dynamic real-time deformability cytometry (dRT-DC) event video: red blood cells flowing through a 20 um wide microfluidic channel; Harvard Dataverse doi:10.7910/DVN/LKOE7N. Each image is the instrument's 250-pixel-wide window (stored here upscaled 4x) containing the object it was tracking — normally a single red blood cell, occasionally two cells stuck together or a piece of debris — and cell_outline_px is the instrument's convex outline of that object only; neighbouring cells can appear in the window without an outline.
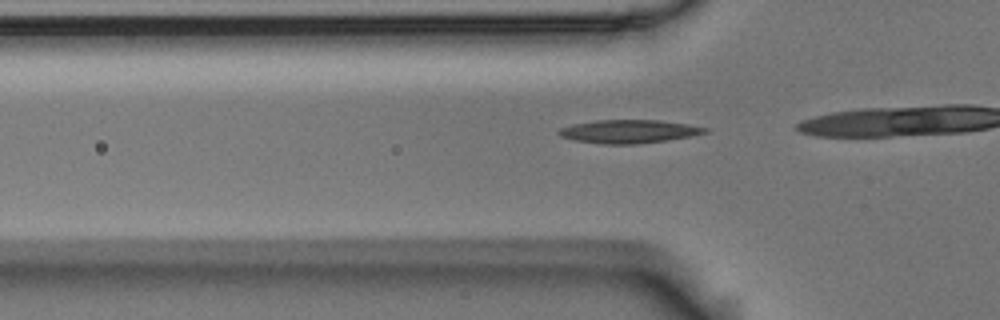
{"species": "Egyptian fruit bat (a non-hibernating species)", "species_latin": "Rousettus aegyptiacus", "temperature_condition": "room temperature", "stored_images_in_passage": 16, "camera_frame_rate_fps": 3000, "um_per_image_px": 0.085, "animal": {"sex": "male"}, "frame": {"image": 1, "passage_image": 13, "time_ms": 4.0, "image_size_px": [1000, 320], "cell_outline_px": [[708, 132], [668, 140], [636, 144], [600, 144], [576, 140], [560, 136], [556, 132], [560, 128], [572, 124], [596, 120], [660, 120], [688, 124], [708, 128]], "centroid_in_image_um": [53.43, 11.17], "position_along_channel_um": 72.4, "area_um2": 19.83}}